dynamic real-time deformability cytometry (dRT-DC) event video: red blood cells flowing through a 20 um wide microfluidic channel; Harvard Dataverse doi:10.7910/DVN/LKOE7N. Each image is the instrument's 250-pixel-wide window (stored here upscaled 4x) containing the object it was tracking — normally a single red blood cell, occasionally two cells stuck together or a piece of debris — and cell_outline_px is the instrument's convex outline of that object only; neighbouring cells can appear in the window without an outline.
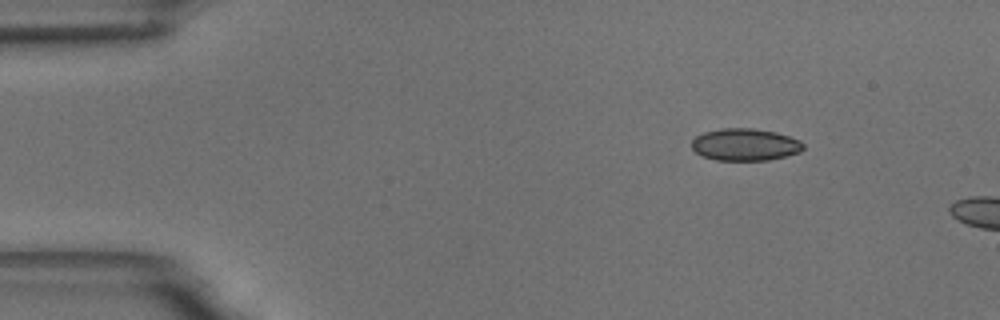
{"species": "common noctule bat (a hibernating species)", "species_latin": "Nyctalus noctula", "temperature_condition": "room temperature", "stored_images_in_passage": 5, "camera_frame_rate_fps": 3000, "um_per_image_px": 0.085, "animal": {"sex": "male", "body_mass_g": 18.8}, "frame": {"image": 1, "passage_image": 1, "time_ms": 0.0, "image_size_px": [1000, 320], "cell_outline_px": [[804, 148], [800, 152], [768, 160], [716, 160], [700, 156], [692, 148], [692, 140], [696, 136], [704, 132], [720, 128], [752, 128], [776, 132], [800, 140], [804, 144]], "centroid_in_image_um": [63.32, 12.29], "position_along_channel_um": 21.7, "area_um2": 20.98}}